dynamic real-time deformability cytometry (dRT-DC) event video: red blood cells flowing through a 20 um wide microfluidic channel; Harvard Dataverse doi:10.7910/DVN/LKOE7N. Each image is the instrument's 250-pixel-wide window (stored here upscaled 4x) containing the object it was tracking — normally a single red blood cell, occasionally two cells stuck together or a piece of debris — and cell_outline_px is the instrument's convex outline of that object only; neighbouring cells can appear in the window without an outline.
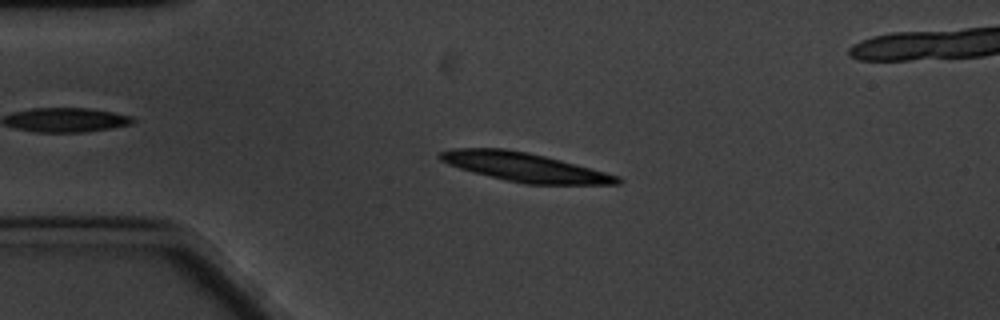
{"species": "common noctule bat (a hibernating species)", "species_latin": "Nyctalus noctula", "temperature_condition": "cold", "stored_images_in_passage": 18, "camera_frame_rate_fps": 3000, "um_per_image_px": 0.085, "animal": {"sex": "male", "body_mass_g": 20.1, "forearm_length_mm": 53.5}, "frame": {"image": 1, "passage_image": 13, "time_ms": 4.0, "image_size_px": [1000, 320], "cell_outline_px": [[624, 180], [620, 184], [524, 184], [504, 180], [472, 172], [448, 164], [440, 160], [436, 156], [440, 152], [452, 148], [504, 148], [528, 152], [576, 164], [620, 176]], "centroid_in_image_um": [44.57, 14.2], "position_along_channel_um": 40.4, "area_um2": 29.88}}